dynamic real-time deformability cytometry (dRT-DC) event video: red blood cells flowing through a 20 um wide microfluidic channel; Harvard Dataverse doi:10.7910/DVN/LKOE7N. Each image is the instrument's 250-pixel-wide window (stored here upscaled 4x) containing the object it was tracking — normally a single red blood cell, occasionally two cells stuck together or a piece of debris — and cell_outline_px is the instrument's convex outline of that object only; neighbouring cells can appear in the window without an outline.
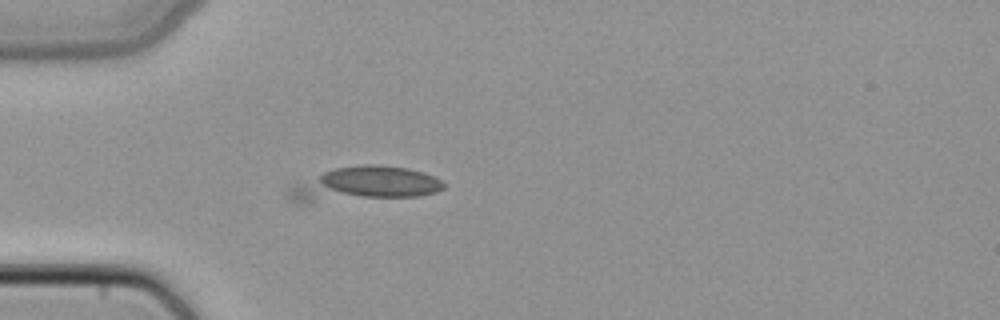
{"species": "common noctule bat (a hibernating species)", "species_latin": "Nyctalus noctula", "temperature_condition": "cold", "stored_images_in_passage": 5, "camera_frame_rate_fps": 3000, "um_per_image_px": 0.085, "animal": {"sex": "female", "body_mass_g": 22.7, "forearm_length_mm": 54.2}, "frame": {"image": 1, "passage_image": 5, "time_ms": 1.333, "image_size_px": [1000, 320], "cell_outline_px": [[444, 188], [436, 192], [416, 196], [304, 204], [296, 204], [288, 200], [284, 196], [284, 192], [288, 188], [296, 184], [324, 172], [336, 168], [364, 164], [376, 164], [408, 168], [424, 172], [440, 180], [444, 184]], "centroid_in_image_um": [30.86, 15.7], "position_along_channel_um": 54.1, "area_um2": 31.62}}